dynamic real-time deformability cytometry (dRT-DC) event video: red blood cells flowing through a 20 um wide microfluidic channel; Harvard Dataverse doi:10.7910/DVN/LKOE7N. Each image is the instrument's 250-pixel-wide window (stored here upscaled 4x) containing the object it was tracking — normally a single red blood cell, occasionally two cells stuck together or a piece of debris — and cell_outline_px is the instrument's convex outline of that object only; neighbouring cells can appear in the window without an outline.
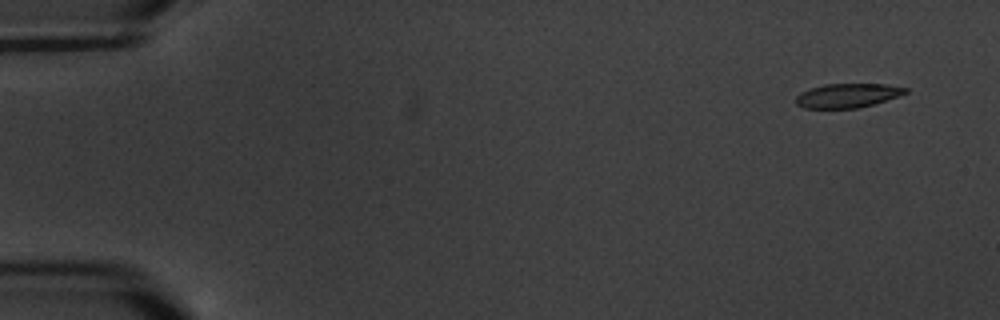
{"species": "common noctule bat (a hibernating species)", "species_latin": "Nyctalus noctula", "temperature_condition": "warm", "stored_images_in_passage": 6, "camera_frame_rate_fps": 3000, "um_per_image_px": 0.085, "animal": {"sex": "male", "body_mass_g": 20.1, "forearm_length_mm": 53.5}, "frame": {"image": 1, "passage_image": 1, "time_ms": 0.0, "image_size_px": [1000, 320], "cell_outline_px": [[908, 92], [872, 104], [856, 108], [804, 108], [796, 104], [796, 96], [800, 92], [824, 84], [884, 84], [908, 88]], "centroid_in_image_um": [71.99, 8.11], "position_along_channel_um": 13.0, "area_um2": 15.14}}
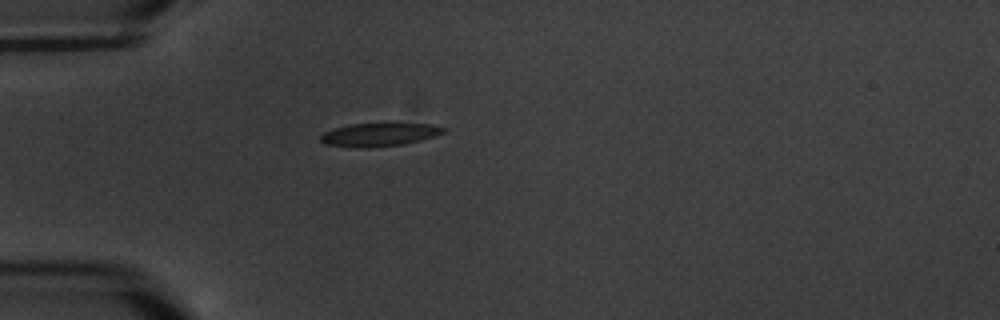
{"frame": {"image": 2, "passage_image": 5, "time_ms": 4.667, "image_size_px": [1000, 320], "cell_outline_px": [[444, 132], [420, 140], [404, 144], [368, 148], [360, 148], [324, 144], [320, 140], [320, 136], [324, 132], [332, 128], [352, 124], [428, 124], [444, 128]], "centroid_in_image_um": [32.14, 11.46], "position_along_channel_um": 52.9, "area_um2": 16.36}}